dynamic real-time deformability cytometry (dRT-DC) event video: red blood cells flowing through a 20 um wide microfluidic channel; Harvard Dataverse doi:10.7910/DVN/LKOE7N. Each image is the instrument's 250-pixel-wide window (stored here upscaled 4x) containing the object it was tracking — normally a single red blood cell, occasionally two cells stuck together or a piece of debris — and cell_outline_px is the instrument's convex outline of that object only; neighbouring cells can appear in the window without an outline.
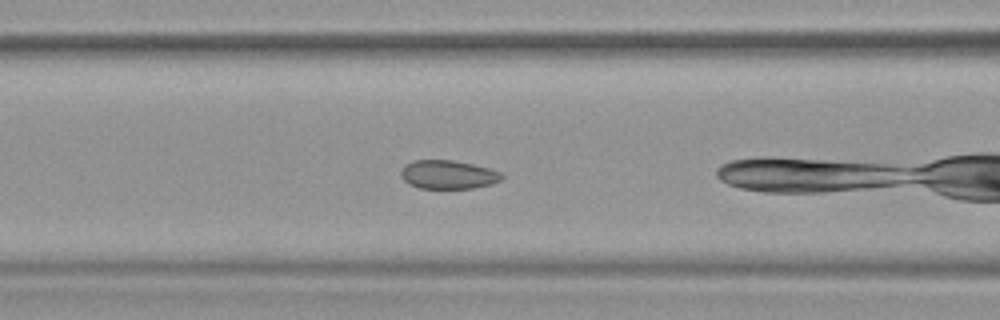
{"species": "common noctule bat (a hibernating species)", "species_latin": "Nyctalus noctula", "temperature_condition": "warm", "stored_images_in_passage": 48, "camera_frame_rate_fps": 3000, "um_per_image_px": 0.085, "animal": {"sex": "female", "body_mass_g": 19.9}, "frame": {"image": 1, "passage_image": 16, "time_ms": 5.0, "image_size_px": [1000, 320], "cell_outline_px": [[504, 176], [500, 180], [492, 184], [472, 188], [420, 188], [408, 184], [404, 180], [400, 172], [404, 164], [412, 160], [452, 160], [472, 164], [488, 168], [500, 172]], "centroid_in_image_um": [38.06, 14.83], "position_along_channel_um": 128.5, "area_um2": 16.82}}
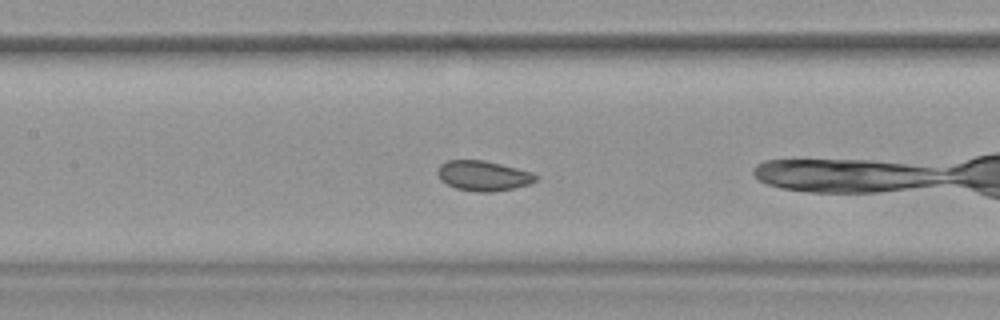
{"frame": {"image": 2, "passage_image": 19, "time_ms": 6.0, "image_size_px": [1000, 320], "cell_outline_px": [[540, 176], [536, 180], [528, 184], [512, 188], [492, 192], [476, 192], [456, 188], [440, 180], [436, 172], [440, 164], [448, 160], [484, 160], [532, 172]], "centroid_in_image_um": [41.06, 14.93], "position_along_channel_um": 166.3, "area_um2": 17.17}, "authors_computed_cell_mechanics": {"area_um2": 17.8313, "velocity_mm_per_s": 3.7788, "shape_relaxation_time_tau1_ms": 2.6672, "shape_relaxation_time_tau2_ms": null, "deformation_change_tau1": 0.0543, "deformation_change_tau2": null}}